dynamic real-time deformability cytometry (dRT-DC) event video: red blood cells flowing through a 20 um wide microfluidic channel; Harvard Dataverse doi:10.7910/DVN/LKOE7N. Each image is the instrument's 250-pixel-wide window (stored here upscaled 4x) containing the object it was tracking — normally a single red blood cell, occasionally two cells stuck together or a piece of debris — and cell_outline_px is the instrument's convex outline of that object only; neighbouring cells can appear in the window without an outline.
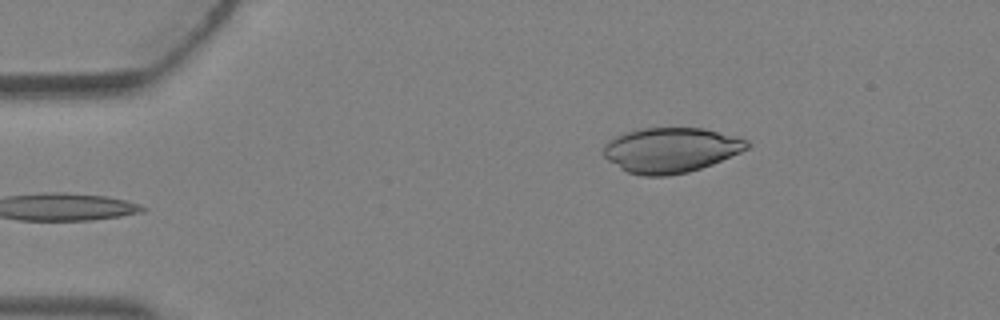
{"species": "Egyptian fruit bat (a non-hibernating species)", "species_latin": "Rousettus aegyptiacus", "temperature_condition": "warm", "stored_images_in_passage": 3, "camera_frame_rate_fps": 3000, "um_per_image_px": 0.085, "animal": {"sex": "female"}, "frame": {"image": 1, "passage_image": 3, "time_ms": 0.667, "image_size_px": [1000, 320], "cell_outline_px": [[752, 144], [748, 148], [740, 152], [712, 164], [688, 172], [668, 176], [644, 176], [628, 172], [620, 168], [608, 160], [604, 156], [604, 144], [608, 140], [616, 136], [640, 128], [704, 128], [748, 140]], "centroid_in_image_um": [57.01, 12.76], "position_along_channel_um": 28.0, "area_um2": 37.51}}